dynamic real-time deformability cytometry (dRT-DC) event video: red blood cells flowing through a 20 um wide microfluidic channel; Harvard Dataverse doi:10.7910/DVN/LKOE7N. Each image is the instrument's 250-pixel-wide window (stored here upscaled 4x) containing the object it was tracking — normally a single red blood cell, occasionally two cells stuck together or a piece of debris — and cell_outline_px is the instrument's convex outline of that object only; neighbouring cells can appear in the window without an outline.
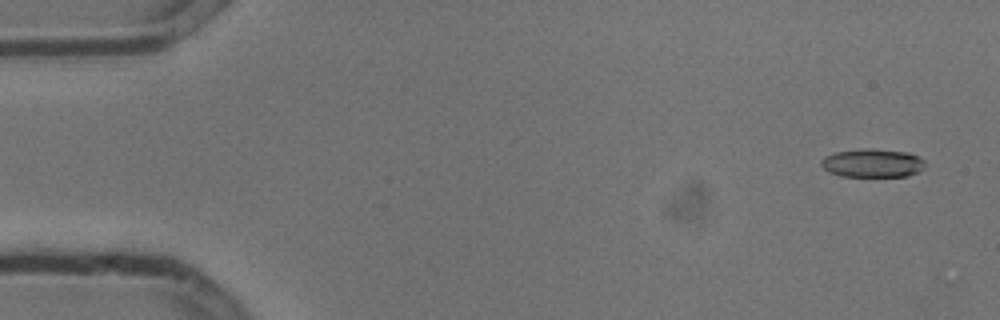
{"species": "common noctule bat (a hibernating species)", "species_latin": "Nyctalus noctula", "temperature_condition": "cold", "stored_images_in_passage": 6, "camera_frame_rate_fps": 3000, "um_per_image_px": 0.085, "animal": {"sex": "male", "body_mass_g": 13.3}, "frame": {"image": 1, "passage_image": 1, "time_ms": 0.0, "image_size_px": [1000, 320], "cell_outline_px": [[924, 168], [908, 176], [840, 176], [828, 172], [820, 164], [820, 160], [824, 156], [836, 152], [908, 152], [924, 160]], "centroid_in_image_um": [74.13, 13.93], "position_along_channel_um": 10.9, "area_um2": 16.13}}